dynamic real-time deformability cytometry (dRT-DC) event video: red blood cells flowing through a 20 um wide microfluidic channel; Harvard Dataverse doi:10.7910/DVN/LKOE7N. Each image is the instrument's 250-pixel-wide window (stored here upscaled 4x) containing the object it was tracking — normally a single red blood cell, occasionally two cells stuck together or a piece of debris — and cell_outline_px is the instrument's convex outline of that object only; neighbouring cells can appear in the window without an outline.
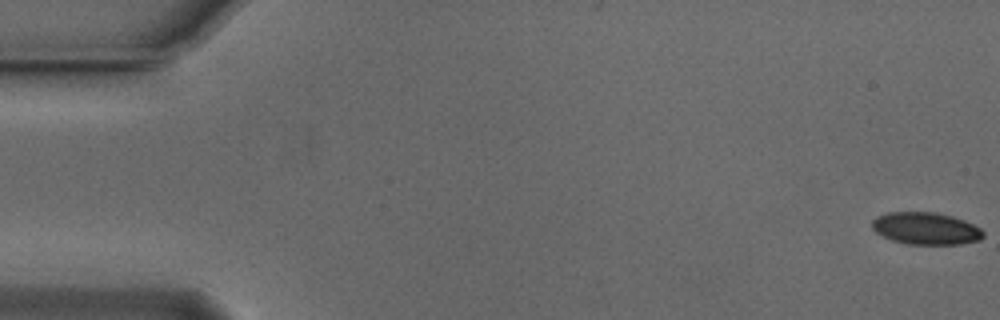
{"species": "Egyptian fruit bat (a non-hibernating species)", "species_latin": "Rousettus aegyptiacus", "temperature_condition": "cold", "stored_images_in_passage": 56, "camera_frame_rate_fps": 3000, "um_per_image_px": 0.085, "animal": {"sex": "male"}, "frame": {"image": 1, "passage_image": 1, "time_ms": 0.0, "image_size_px": [1000, 320], "cell_outline_px": [[984, 236], [980, 240], [960, 244], [908, 244], [892, 240], [876, 232], [872, 228], [872, 220], [876, 216], [888, 212], [936, 212], [952, 216], [964, 220], [980, 228], [984, 232]], "centroid_in_image_um": [78.7, 19.41], "position_along_channel_um": 6.3, "area_um2": 20.87}}
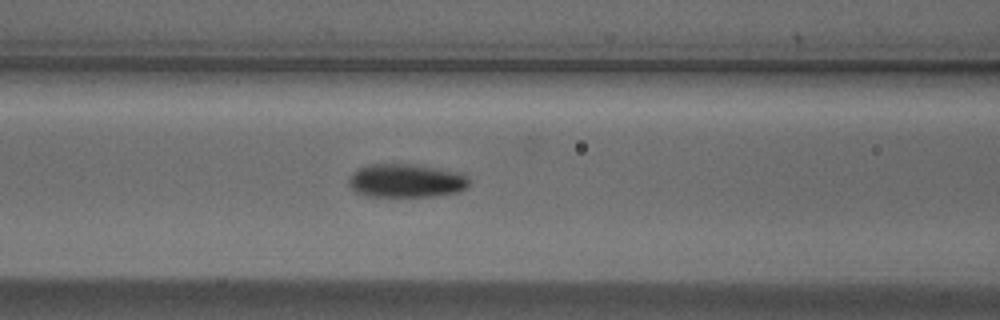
{"frame": {"image": 2, "passage_image": 23, "time_ms": 7.333, "image_size_px": [1000, 320], "cell_outline_px": [[468, 184], [460, 192], [432, 196], [368, 196], [356, 192], [348, 184], [348, 180], [352, 172], [368, 164], [416, 164], [468, 172]], "centroid_in_image_um": [34.58, 15.34], "position_along_channel_um": 132.0, "area_um2": 23.93}}
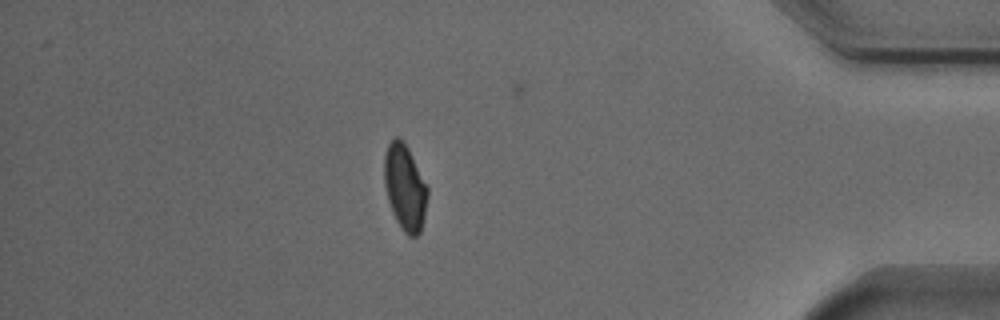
{"frame": {"image": 3, "passage_image": 48, "time_ms": 15.667, "image_size_px": [1000, 320], "cell_outline_px": [[428, 196], [424, 216], [420, 232], [416, 236], [408, 236], [404, 232], [396, 220], [392, 212], [388, 200], [384, 184], [384, 156], [388, 144], [396, 136], [408, 148], [428, 188]], "centroid_in_image_um": [34.41, 15.95], "position_along_channel_um": 400.8, "area_um2": 21.39}, "authors_computed_cell_mechanics": {"area_um2": 22.0218, "velocity_mm_per_s": 3.7353, "shape_relaxation_time_tau1_ms": 4.6627, "shape_relaxation_time_tau2_ms": 3.9238, "deformation_change_tau1": 0.1081, "deformation_change_tau2": 0.0639}}